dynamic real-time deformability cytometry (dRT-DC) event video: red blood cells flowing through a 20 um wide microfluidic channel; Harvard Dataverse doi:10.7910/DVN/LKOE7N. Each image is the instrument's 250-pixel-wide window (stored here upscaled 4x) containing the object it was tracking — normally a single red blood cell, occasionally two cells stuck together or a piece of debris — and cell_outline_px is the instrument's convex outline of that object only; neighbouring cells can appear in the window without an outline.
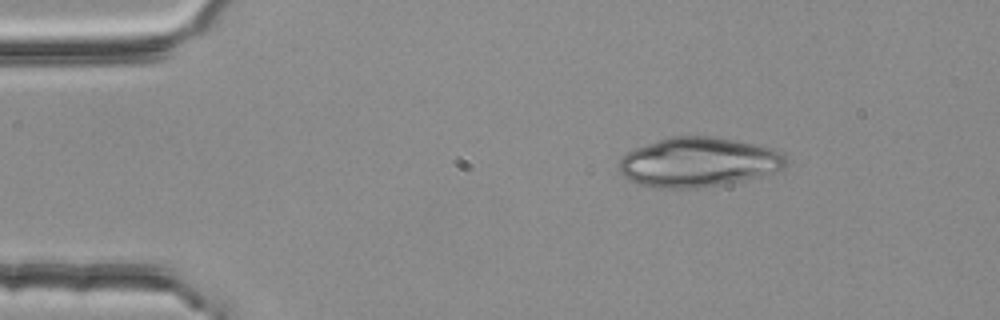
{"species": "common noctule bat (a hibernating species)", "species_latin": "Nyctalus noctula", "temperature_condition": "room temperature", "stored_images_in_passage": 4, "camera_frame_rate_fps": 3000, "um_per_image_px": 0.085, "animal": {"sex": "female", "body_mass_g": 25.1}, "frame": {"image": 1, "passage_image": 1, "time_ms": 0.0, "image_size_px": [1000, 320], "cell_outline_px": [[784, 168], [756, 176], [720, 184], [696, 188], [656, 188], [640, 184], [624, 176], [620, 172], [620, 160], [628, 152], [636, 148], [672, 136], [708, 136], [732, 140], [772, 148], [780, 152], [784, 156]], "centroid_in_image_um": [59.31, 13.78], "position_along_channel_um": 25.7, "area_um2": 46.88}}
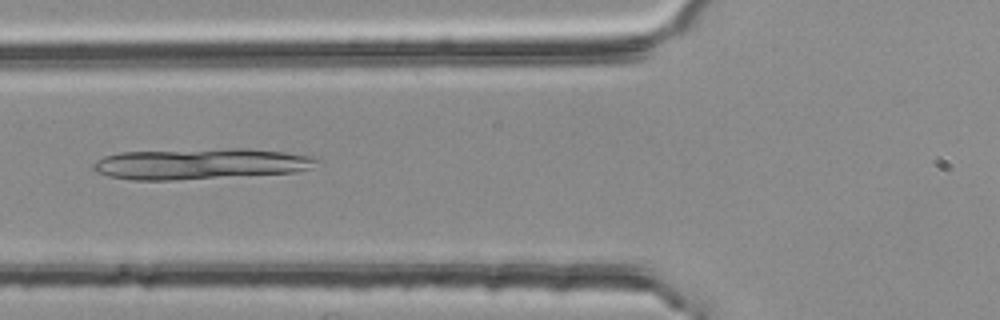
{"frame": {"image": 2, "passage_image": 4, "time_ms": 1.0, "image_size_px": [1000, 320], "cell_outline_px": [[320, 160], [308, 168], [296, 172], [172, 180], [132, 180], [108, 176], [96, 172], [92, 168], [92, 164], [104, 156], [120, 152], [232, 148], [248, 148], [284, 152], [316, 156]], "centroid_in_image_um": [17.02, 13.92], "position_along_channel_um": 108.8, "area_um2": 40.17}}